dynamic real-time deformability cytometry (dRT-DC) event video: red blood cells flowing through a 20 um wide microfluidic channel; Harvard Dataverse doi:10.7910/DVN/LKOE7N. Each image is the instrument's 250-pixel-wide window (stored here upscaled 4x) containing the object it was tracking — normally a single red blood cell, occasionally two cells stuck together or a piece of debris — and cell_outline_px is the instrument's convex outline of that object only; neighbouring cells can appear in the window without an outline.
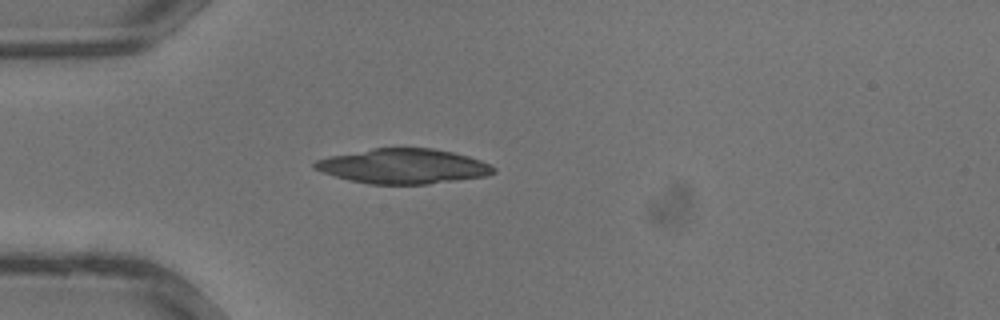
{"species": "common noctule bat (a hibernating species)", "species_latin": "Nyctalus noctula", "temperature_condition": "warm", "stored_images_in_passage": 4, "camera_frame_rate_fps": 3000, "um_per_image_px": 0.085, "animal": {"sex": "male", "body_mass_g": 13.3}, "frame": {"image": 1, "passage_image": 1, "time_ms": 0.0, "image_size_px": [1000, 320], "cell_outline_px": [[496, 172], [488, 176], [428, 184], [368, 184], [348, 180], [320, 172], [312, 168], [312, 164], [316, 160], [328, 156], [372, 148], [432, 148], [452, 152], [468, 156], [492, 164], [496, 168]], "centroid_in_image_um": [34.26, 14.13], "position_along_channel_um": 50.7, "area_um2": 36.7}}
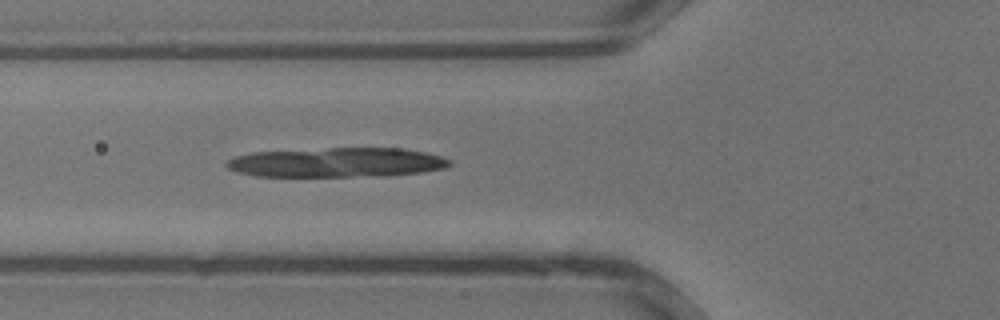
{"frame": {"image": 2, "passage_image": 4, "time_ms": 1.0, "image_size_px": [1000, 320], "cell_outline_px": [[452, 164], [444, 168], [420, 172], [380, 176], [256, 176], [240, 172], [228, 168], [224, 164], [228, 160], [236, 156], [252, 152], [328, 148], [400, 148], [424, 152], [440, 156], [452, 160]], "centroid_in_image_um": [28.64, 13.8], "position_along_channel_um": 97.2, "area_um2": 38.21}}